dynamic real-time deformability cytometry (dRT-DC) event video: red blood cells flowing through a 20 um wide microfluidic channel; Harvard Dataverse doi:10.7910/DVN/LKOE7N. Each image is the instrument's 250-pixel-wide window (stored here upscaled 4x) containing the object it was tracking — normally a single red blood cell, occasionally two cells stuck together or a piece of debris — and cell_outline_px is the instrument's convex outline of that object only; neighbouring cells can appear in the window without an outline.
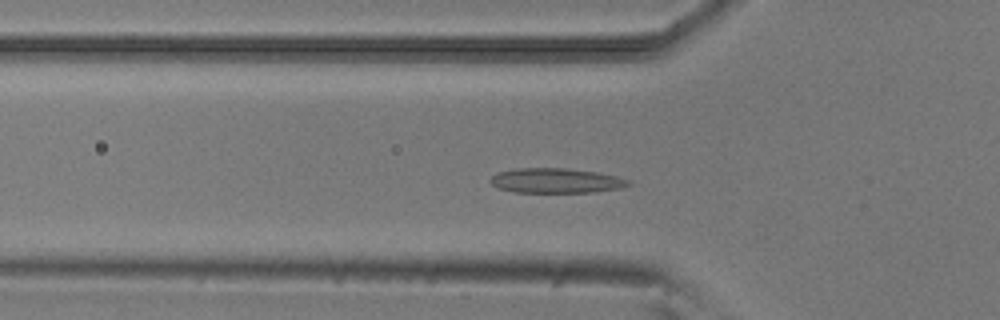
{"species": "common noctule bat (a hibernating species)", "species_latin": "Nyctalus noctula", "temperature_condition": "room temperature", "stored_images_in_passage": 42, "camera_frame_rate_fps": 3000, "um_per_image_px": 0.085, "animal": {"sex": "male", "body_mass_g": 20.5, "forearm_length_mm": 52.5}, "frame": {"image": 1, "passage_image": 7, "time_ms": 2.0, "image_size_px": [1000, 320], "cell_outline_px": [[632, 184], [620, 188], [596, 192], [512, 192], [500, 188], [492, 184], [488, 180], [492, 176], [500, 172], [516, 168], [568, 168], [600, 172], [616, 176], [628, 180]], "centroid_in_image_um": [47.28, 15.35], "position_along_channel_um": 78.5, "area_um2": 20.0}}
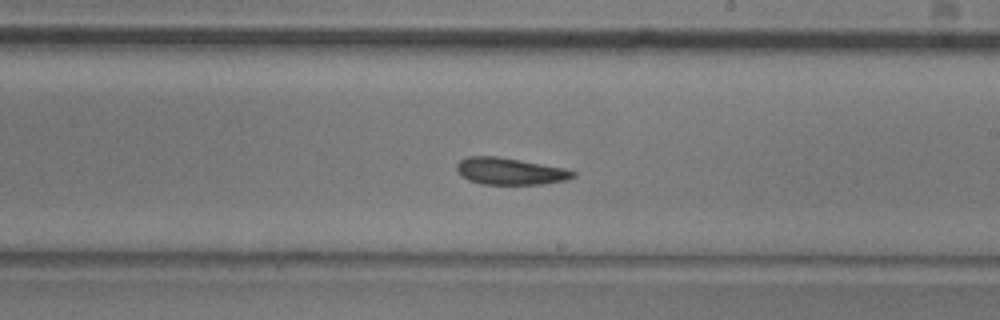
{"frame": {"image": 2, "passage_image": 20, "time_ms": 6.333, "image_size_px": [1000, 320], "cell_outline_px": [[576, 176], [568, 180], [544, 184], [480, 184], [468, 180], [460, 176], [456, 168], [456, 164], [460, 160], [468, 156], [496, 156], [520, 160], [564, 168], [576, 172]], "centroid_in_image_um": [43.34, 14.56], "position_along_channel_um": 245.7, "area_um2": 18.32}}
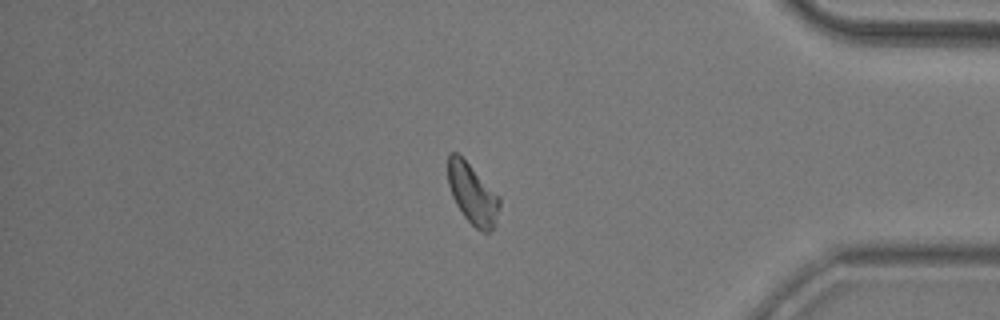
{"frame": {"image": 3, "passage_image": 34, "time_ms": 11.0, "image_size_px": [1000, 320], "cell_outline_px": [[500, 204], [496, 224], [488, 232], [480, 232], [464, 216], [456, 204], [452, 196], [448, 184], [448, 152], [456, 152], [500, 196]], "centroid_in_image_um": [40.17, 16.51], "position_along_channel_um": 395.0, "area_um2": 17.98}, "authors_computed_cell_mechanics": {"area_um2": 18.4671, "velocity_mm_per_s": 3.8419, "shape_relaxation_time_tau1_ms": 9.6027, "shape_relaxation_time_tau2_ms": 2.6367, "deformation_change_tau1": 0.1779, "deformation_change_tau2": 0.0815}}